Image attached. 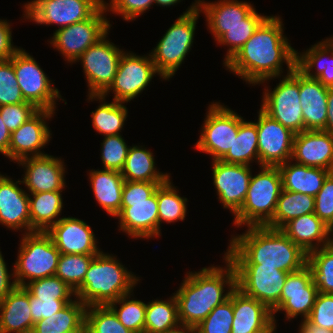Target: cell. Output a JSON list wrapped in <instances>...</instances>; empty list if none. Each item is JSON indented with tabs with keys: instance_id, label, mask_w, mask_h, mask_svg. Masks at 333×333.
Listing matches in <instances>:
<instances>
[{
	"instance_id": "obj_2",
	"label": "cell",
	"mask_w": 333,
	"mask_h": 333,
	"mask_svg": "<svg viewBox=\"0 0 333 333\" xmlns=\"http://www.w3.org/2000/svg\"><path fill=\"white\" fill-rule=\"evenodd\" d=\"M233 235L224 251L232 264H262L288 273L307 265L308 254L280 229L250 226L242 234Z\"/></svg>"
},
{
	"instance_id": "obj_22",
	"label": "cell",
	"mask_w": 333,
	"mask_h": 333,
	"mask_svg": "<svg viewBox=\"0 0 333 333\" xmlns=\"http://www.w3.org/2000/svg\"><path fill=\"white\" fill-rule=\"evenodd\" d=\"M46 233L61 254H99L102 251L91 226L77 217H61Z\"/></svg>"
},
{
	"instance_id": "obj_29",
	"label": "cell",
	"mask_w": 333,
	"mask_h": 333,
	"mask_svg": "<svg viewBox=\"0 0 333 333\" xmlns=\"http://www.w3.org/2000/svg\"><path fill=\"white\" fill-rule=\"evenodd\" d=\"M280 230L307 254L329 245L330 228L315 213L294 218Z\"/></svg>"
},
{
	"instance_id": "obj_11",
	"label": "cell",
	"mask_w": 333,
	"mask_h": 333,
	"mask_svg": "<svg viewBox=\"0 0 333 333\" xmlns=\"http://www.w3.org/2000/svg\"><path fill=\"white\" fill-rule=\"evenodd\" d=\"M156 75L165 80L157 71L150 54L142 56L133 51H124L113 82L101 95L106 98L112 92L114 101L128 103L141 95Z\"/></svg>"
},
{
	"instance_id": "obj_12",
	"label": "cell",
	"mask_w": 333,
	"mask_h": 333,
	"mask_svg": "<svg viewBox=\"0 0 333 333\" xmlns=\"http://www.w3.org/2000/svg\"><path fill=\"white\" fill-rule=\"evenodd\" d=\"M103 5L104 0H31L24 3L22 17L61 29L91 18Z\"/></svg>"
},
{
	"instance_id": "obj_62",
	"label": "cell",
	"mask_w": 333,
	"mask_h": 333,
	"mask_svg": "<svg viewBox=\"0 0 333 333\" xmlns=\"http://www.w3.org/2000/svg\"><path fill=\"white\" fill-rule=\"evenodd\" d=\"M183 1V0H182ZM181 0H155V4L157 6H162V7H171L174 5H177Z\"/></svg>"
},
{
	"instance_id": "obj_47",
	"label": "cell",
	"mask_w": 333,
	"mask_h": 333,
	"mask_svg": "<svg viewBox=\"0 0 333 333\" xmlns=\"http://www.w3.org/2000/svg\"><path fill=\"white\" fill-rule=\"evenodd\" d=\"M233 314V291L229 299L216 306L195 328L197 333H231Z\"/></svg>"
},
{
	"instance_id": "obj_15",
	"label": "cell",
	"mask_w": 333,
	"mask_h": 333,
	"mask_svg": "<svg viewBox=\"0 0 333 333\" xmlns=\"http://www.w3.org/2000/svg\"><path fill=\"white\" fill-rule=\"evenodd\" d=\"M109 33L110 31L88 47L74 62H81L87 82L88 95H100L109 87L116 75L120 58L125 51L107 38Z\"/></svg>"
},
{
	"instance_id": "obj_35",
	"label": "cell",
	"mask_w": 333,
	"mask_h": 333,
	"mask_svg": "<svg viewBox=\"0 0 333 333\" xmlns=\"http://www.w3.org/2000/svg\"><path fill=\"white\" fill-rule=\"evenodd\" d=\"M86 307L75 297L57 313L36 322L30 333H85Z\"/></svg>"
},
{
	"instance_id": "obj_61",
	"label": "cell",
	"mask_w": 333,
	"mask_h": 333,
	"mask_svg": "<svg viewBox=\"0 0 333 333\" xmlns=\"http://www.w3.org/2000/svg\"><path fill=\"white\" fill-rule=\"evenodd\" d=\"M166 333H197L195 327H187L180 325L178 328L167 331Z\"/></svg>"
},
{
	"instance_id": "obj_36",
	"label": "cell",
	"mask_w": 333,
	"mask_h": 333,
	"mask_svg": "<svg viewBox=\"0 0 333 333\" xmlns=\"http://www.w3.org/2000/svg\"><path fill=\"white\" fill-rule=\"evenodd\" d=\"M89 101H99V106L91 112L92 126L98 134L103 136L121 134L123 126L127 121L128 108L123 102L112 100L107 102L100 95H87Z\"/></svg>"
},
{
	"instance_id": "obj_28",
	"label": "cell",
	"mask_w": 333,
	"mask_h": 333,
	"mask_svg": "<svg viewBox=\"0 0 333 333\" xmlns=\"http://www.w3.org/2000/svg\"><path fill=\"white\" fill-rule=\"evenodd\" d=\"M34 322L30 309V293L16 286L0 302V333H30Z\"/></svg>"
},
{
	"instance_id": "obj_6",
	"label": "cell",
	"mask_w": 333,
	"mask_h": 333,
	"mask_svg": "<svg viewBox=\"0 0 333 333\" xmlns=\"http://www.w3.org/2000/svg\"><path fill=\"white\" fill-rule=\"evenodd\" d=\"M200 13L197 0H194L166 30L151 53L149 52L157 71L165 81H169L176 74L191 51Z\"/></svg>"
},
{
	"instance_id": "obj_31",
	"label": "cell",
	"mask_w": 333,
	"mask_h": 333,
	"mask_svg": "<svg viewBox=\"0 0 333 333\" xmlns=\"http://www.w3.org/2000/svg\"><path fill=\"white\" fill-rule=\"evenodd\" d=\"M282 179V189L301 194L316 196L324 180L331 171L318 167H309L293 160L278 166Z\"/></svg>"
},
{
	"instance_id": "obj_56",
	"label": "cell",
	"mask_w": 333,
	"mask_h": 333,
	"mask_svg": "<svg viewBox=\"0 0 333 333\" xmlns=\"http://www.w3.org/2000/svg\"><path fill=\"white\" fill-rule=\"evenodd\" d=\"M11 24L0 18V60L10 59L20 48L13 45Z\"/></svg>"
},
{
	"instance_id": "obj_59",
	"label": "cell",
	"mask_w": 333,
	"mask_h": 333,
	"mask_svg": "<svg viewBox=\"0 0 333 333\" xmlns=\"http://www.w3.org/2000/svg\"><path fill=\"white\" fill-rule=\"evenodd\" d=\"M324 131L333 135V87L328 88L327 121Z\"/></svg>"
},
{
	"instance_id": "obj_45",
	"label": "cell",
	"mask_w": 333,
	"mask_h": 333,
	"mask_svg": "<svg viewBox=\"0 0 333 333\" xmlns=\"http://www.w3.org/2000/svg\"><path fill=\"white\" fill-rule=\"evenodd\" d=\"M85 333H133L106 306H89L85 311Z\"/></svg>"
},
{
	"instance_id": "obj_8",
	"label": "cell",
	"mask_w": 333,
	"mask_h": 333,
	"mask_svg": "<svg viewBox=\"0 0 333 333\" xmlns=\"http://www.w3.org/2000/svg\"><path fill=\"white\" fill-rule=\"evenodd\" d=\"M244 119L227 105L213 101L207 108L194 148L212 156V161L220 160L232 147L239 125Z\"/></svg>"
},
{
	"instance_id": "obj_48",
	"label": "cell",
	"mask_w": 333,
	"mask_h": 333,
	"mask_svg": "<svg viewBox=\"0 0 333 333\" xmlns=\"http://www.w3.org/2000/svg\"><path fill=\"white\" fill-rule=\"evenodd\" d=\"M129 147L121 134L104 136L100 147L102 169L121 172Z\"/></svg>"
},
{
	"instance_id": "obj_30",
	"label": "cell",
	"mask_w": 333,
	"mask_h": 333,
	"mask_svg": "<svg viewBox=\"0 0 333 333\" xmlns=\"http://www.w3.org/2000/svg\"><path fill=\"white\" fill-rule=\"evenodd\" d=\"M296 67L325 87H333V36L322 39L302 53L297 50Z\"/></svg>"
},
{
	"instance_id": "obj_42",
	"label": "cell",
	"mask_w": 333,
	"mask_h": 333,
	"mask_svg": "<svg viewBox=\"0 0 333 333\" xmlns=\"http://www.w3.org/2000/svg\"><path fill=\"white\" fill-rule=\"evenodd\" d=\"M255 9L247 16V25H235L226 28V32L216 41L220 47L227 46L223 65L228 62L245 42L254 34L258 26L267 18Z\"/></svg>"
},
{
	"instance_id": "obj_5",
	"label": "cell",
	"mask_w": 333,
	"mask_h": 333,
	"mask_svg": "<svg viewBox=\"0 0 333 333\" xmlns=\"http://www.w3.org/2000/svg\"><path fill=\"white\" fill-rule=\"evenodd\" d=\"M251 176L248 191L240 210L234 215V226H266L274 215L282 191L278 166H260Z\"/></svg>"
},
{
	"instance_id": "obj_3",
	"label": "cell",
	"mask_w": 333,
	"mask_h": 333,
	"mask_svg": "<svg viewBox=\"0 0 333 333\" xmlns=\"http://www.w3.org/2000/svg\"><path fill=\"white\" fill-rule=\"evenodd\" d=\"M222 259L224 267L213 264L200 271L186 272L178 290L172 293L178 303L180 325L196 327L216 306L229 299L236 288V271L226 256Z\"/></svg>"
},
{
	"instance_id": "obj_16",
	"label": "cell",
	"mask_w": 333,
	"mask_h": 333,
	"mask_svg": "<svg viewBox=\"0 0 333 333\" xmlns=\"http://www.w3.org/2000/svg\"><path fill=\"white\" fill-rule=\"evenodd\" d=\"M318 293L313 272L308 265L297 272L289 273L282 288L280 308L273 315L274 325L277 327L275 316L279 311L285 313V320H294L298 316L302 318L301 321L306 320Z\"/></svg>"
},
{
	"instance_id": "obj_50",
	"label": "cell",
	"mask_w": 333,
	"mask_h": 333,
	"mask_svg": "<svg viewBox=\"0 0 333 333\" xmlns=\"http://www.w3.org/2000/svg\"><path fill=\"white\" fill-rule=\"evenodd\" d=\"M300 324L333 330V294L318 293L309 317Z\"/></svg>"
},
{
	"instance_id": "obj_25",
	"label": "cell",
	"mask_w": 333,
	"mask_h": 333,
	"mask_svg": "<svg viewBox=\"0 0 333 333\" xmlns=\"http://www.w3.org/2000/svg\"><path fill=\"white\" fill-rule=\"evenodd\" d=\"M291 160L333 172V135L324 130H304L296 133Z\"/></svg>"
},
{
	"instance_id": "obj_18",
	"label": "cell",
	"mask_w": 333,
	"mask_h": 333,
	"mask_svg": "<svg viewBox=\"0 0 333 333\" xmlns=\"http://www.w3.org/2000/svg\"><path fill=\"white\" fill-rule=\"evenodd\" d=\"M211 163L217 199L223 208L229 209L234 216L244 203L252 176V166L228 164L220 160H214Z\"/></svg>"
},
{
	"instance_id": "obj_23",
	"label": "cell",
	"mask_w": 333,
	"mask_h": 333,
	"mask_svg": "<svg viewBox=\"0 0 333 333\" xmlns=\"http://www.w3.org/2000/svg\"><path fill=\"white\" fill-rule=\"evenodd\" d=\"M21 180L0 173V224L7 229L30 233L29 193ZM20 186V187H19Z\"/></svg>"
},
{
	"instance_id": "obj_46",
	"label": "cell",
	"mask_w": 333,
	"mask_h": 333,
	"mask_svg": "<svg viewBox=\"0 0 333 333\" xmlns=\"http://www.w3.org/2000/svg\"><path fill=\"white\" fill-rule=\"evenodd\" d=\"M24 288L39 299L74 300L76 297L74 290L57 276L31 281Z\"/></svg>"
},
{
	"instance_id": "obj_49",
	"label": "cell",
	"mask_w": 333,
	"mask_h": 333,
	"mask_svg": "<svg viewBox=\"0 0 333 333\" xmlns=\"http://www.w3.org/2000/svg\"><path fill=\"white\" fill-rule=\"evenodd\" d=\"M26 102L17 84L13 56L0 60V106Z\"/></svg>"
},
{
	"instance_id": "obj_38",
	"label": "cell",
	"mask_w": 333,
	"mask_h": 333,
	"mask_svg": "<svg viewBox=\"0 0 333 333\" xmlns=\"http://www.w3.org/2000/svg\"><path fill=\"white\" fill-rule=\"evenodd\" d=\"M315 197L282 189L272 220L266 227L281 229L290 220L314 213Z\"/></svg>"
},
{
	"instance_id": "obj_24",
	"label": "cell",
	"mask_w": 333,
	"mask_h": 333,
	"mask_svg": "<svg viewBox=\"0 0 333 333\" xmlns=\"http://www.w3.org/2000/svg\"><path fill=\"white\" fill-rule=\"evenodd\" d=\"M233 314L231 333H276L277 331L271 310L237 287L233 290Z\"/></svg>"
},
{
	"instance_id": "obj_7",
	"label": "cell",
	"mask_w": 333,
	"mask_h": 333,
	"mask_svg": "<svg viewBox=\"0 0 333 333\" xmlns=\"http://www.w3.org/2000/svg\"><path fill=\"white\" fill-rule=\"evenodd\" d=\"M21 235L16 261L12 266L17 286L24 287L31 281L55 276L61 253L52 238L41 231Z\"/></svg>"
},
{
	"instance_id": "obj_63",
	"label": "cell",
	"mask_w": 333,
	"mask_h": 333,
	"mask_svg": "<svg viewBox=\"0 0 333 333\" xmlns=\"http://www.w3.org/2000/svg\"><path fill=\"white\" fill-rule=\"evenodd\" d=\"M329 245L333 248V225L330 227L329 231Z\"/></svg>"
},
{
	"instance_id": "obj_20",
	"label": "cell",
	"mask_w": 333,
	"mask_h": 333,
	"mask_svg": "<svg viewBox=\"0 0 333 333\" xmlns=\"http://www.w3.org/2000/svg\"><path fill=\"white\" fill-rule=\"evenodd\" d=\"M16 163L24 169L21 181L29 194L63 191L67 187L65 182L66 165L61 157L46 154L26 157Z\"/></svg>"
},
{
	"instance_id": "obj_14",
	"label": "cell",
	"mask_w": 333,
	"mask_h": 333,
	"mask_svg": "<svg viewBox=\"0 0 333 333\" xmlns=\"http://www.w3.org/2000/svg\"><path fill=\"white\" fill-rule=\"evenodd\" d=\"M236 287L247 296L264 303L272 315L280 308V296L288 272L262 264H233Z\"/></svg>"
},
{
	"instance_id": "obj_1",
	"label": "cell",
	"mask_w": 333,
	"mask_h": 333,
	"mask_svg": "<svg viewBox=\"0 0 333 333\" xmlns=\"http://www.w3.org/2000/svg\"><path fill=\"white\" fill-rule=\"evenodd\" d=\"M279 15L268 16L254 34L223 66L249 85H262L287 74L296 67L297 50L284 35V24ZM284 63V64H283Z\"/></svg>"
},
{
	"instance_id": "obj_51",
	"label": "cell",
	"mask_w": 333,
	"mask_h": 333,
	"mask_svg": "<svg viewBox=\"0 0 333 333\" xmlns=\"http://www.w3.org/2000/svg\"><path fill=\"white\" fill-rule=\"evenodd\" d=\"M104 0L106 12L121 16L125 21H134L155 4V0Z\"/></svg>"
},
{
	"instance_id": "obj_34",
	"label": "cell",
	"mask_w": 333,
	"mask_h": 333,
	"mask_svg": "<svg viewBox=\"0 0 333 333\" xmlns=\"http://www.w3.org/2000/svg\"><path fill=\"white\" fill-rule=\"evenodd\" d=\"M63 191H49L29 194L30 233L46 232L61 218Z\"/></svg>"
},
{
	"instance_id": "obj_53",
	"label": "cell",
	"mask_w": 333,
	"mask_h": 333,
	"mask_svg": "<svg viewBox=\"0 0 333 333\" xmlns=\"http://www.w3.org/2000/svg\"><path fill=\"white\" fill-rule=\"evenodd\" d=\"M314 213L329 228L333 225V172L327 176L315 196Z\"/></svg>"
},
{
	"instance_id": "obj_43",
	"label": "cell",
	"mask_w": 333,
	"mask_h": 333,
	"mask_svg": "<svg viewBox=\"0 0 333 333\" xmlns=\"http://www.w3.org/2000/svg\"><path fill=\"white\" fill-rule=\"evenodd\" d=\"M307 265L319 293L333 294V248L328 245L308 253Z\"/></svg>"
},
{
	"instance_id": "obj_19",
	"label": "cell",
	"mask_w": 333,
	"mask_h": 333,
	"mask_svg": "<svg viewBox=\"0 0 333 333\" xmlns=\"http://www.w3.org/2000/svg\"><path fill=\"white\" fill-rule=\"evenodd\" d=\"M56 111L39 110L33 117L23 123L17 130L11 133L8 149V159L11 162L26 157H35L46 155L43 149L49 145L52 139L51 128L47 121L52 119Z\"/></svg>"
},
{
	"instance_id": "obj_44",
	"label": "cell",
	"mask_w": 333,
	"mask_h": 333,
	"mask_svg": "<svg viewBox=\"0 0 333 333\" xmlns=\"http://www.w3.org/2000/svg\"><path fill=\"white\" fill-rule=\"evenodd\" d=\"M95 255L97 254H60L55 276L75 291L82 284Z\"/></svg>"
},
{
	"instance_id": "obj_54",
	"label": "cell",
	"mask_w": 333,
	"mask_h": 333,
	"mask_svg": "<svg viewBox=\"0 0 333 333\" xmlns=\"http://www.w3.org/2000/svg\"><path fill=\"white\" fill-rule=\"evenodd\" d=\"M73 300L39 299L30 294V309L33 322L52 316Z\"/></svg>"
},
{
	"instance_id": "obj_27",
	"label": "cell",
	"mask_w": 333,
	"mask_h": 333,
	"mask_svg": "<svg viewBox=\"0 0 333 333\" xmlns=\"http://www.w3.org/2000/svg\"><path fill=\"white\" fill-rule=\"evenodd\" d=\"M328 87L299 70V97L304 130H324L327 121Z\"/></svg>"
},
{
	"instance_id": "obj_17",
	"label": "cell",
	"mask_w": 333,
	"mask_h": 333,
	"mask_svg": "<svg viewBox=\"0 0 333 333\" xmlns=\"http://www.w3.org/2000/svg\"><path fill=\"white\" fill-rule=\"evenodd\" d=\"M254 120L258 133V154L260 166H279L292 158L293 133L261 109Z\"/></svg>"
},
{
	"instance_id": "obj_13",
	"label": "cell",
	"mask_w": 333,
	"mask_h": 333,
	"mask_svg": "<svg viewBox=\"0 0 333 333\" xmlns=\"http://www.w3.org/2000/svg\"><path fill=\"white\" fill-rule=\"evenodd\" d=\"M112 25L104 5L89 19L54 31L48 41L71 65L84 51L101 39Z\"/></svg>"
},
{
	"instance_id": "obj_58",
	"label": "cell",
	"mask_w": 333,
	"mask_h": 333,
	"mask_svg": "<svg viewBox=\"0 0 333 333\" xmlns=\"http://www.w3.org/2000/svg\"><path fill=\"white\" fill-rule=\"evenodd\" d=\"M11 132L3 122L0 114V153L8 158V149L10 144Z\"/></svg>"
},
{
	"instance_id": "obj_60",
	"label": "cell",
	"mask_w": 333,
	"mask_h": 333,
	"mask_svg": "<svg viewBox=\"0 0 333 333\" xmlns=\"http://www.w3.org/2000/svg\"><path fill=\"white\" fill-rule=\"evenodd\" d=\"M310 333H333V330L322 328L317 325H303Z\"/></svg>"
},
{
	"instance_id": "obj_10",
	"label": "cell",
	"mask_w": 333,
	"mask_h": 333,
	"mask_svg": "<svg viewBox=\"0 0 333 333\" xmlns=\"http://www.w3.org/2000/svg\"><path fill=\"white\" fill-rule=\"evenodd\" d=\"M13 66L17 84L26 102L34 104L39 110L56 111L57 101H66L35 58L25 49L20 47L15 52Z\"/></svg>"
},
{
	"instance_id": "obj_57",
	"label": "cell",
	"mask_w": 333,
	"mask_h": 333,
	"mask_svg": "<svg viewBox=\"0 0 333 333\" xmlns=\"http://www.w3.org/2000/svg\"><path fill=\"white\" fill-rule=\"evenodd\" d=\"M7 267L4 256L0 251V302L17 286L14 269H11V273H9Z\"/></svg>"
},
{
	"instance_id": "obj_37",
	"label": "cell",
	"mask_w": 333,
	"mask_h": 333,
	"mask_svg": "<svg viewBox=\"0 0 333 333\" xmlns=\"http://www.w3.org/2000/svg\"><path fill=\"white\" fill-rule=\"evenodd\" d=\"M220 161L228 164H242L252 166L251 163L257 162L259 165L258 154V133L257 126L254 121H246L240 123L239 130L232 147L220 159Z\"/></svg>"
},
{
	"instance_id": "obj_41",
	"label": "cell",
	"mask_w": 333,
	"mask_h": 333,
	"mask_svg": "<svg viewBox=\"0 0 333 333\" xmlns=\"http://www.w3.org/2000/svg\"><path fill=\"white\" fill-rule=\"evenodd\" d=\"M133 292L121 296L107 306L115 313L118 320L133 333H144L146 303L137 300ZM119 305V306H117ZM119 307V308H118Z\"/></svg>"
},
{
	"instance_id": "obj_40",
	"label": "cell",
	"mask_w": 333,
	"mask_h": 333,
	"mask_svg": "<svg viewBox=\"0 0 333 333\" xmlns=\"http://www.w3.org/2000/svg\"><path fill=\"white\" fill-rule=\"evenodd\" d=\"M179 190L176 188L172 180L169 178L166 182L159 185L157 188L158 201V216H159V237L161 234V224L175 223L178 220L184 221L187 213L188 199L179 195Z\"/></svg>"
},
{
	"instance_id": "obj_32",
	"label": "cell",
	"mask_w": 333,
	"mask_h": 333,
	"mask_svg": "<svg viewBox=\"0 0 333 333\" xmlns=\"http://www.w3.org/2000/svg\"><path fill=\"white\" fill-rule=\"evenodd\" d=\"M88 175L97 203L109 216L115 217L121 210L125 183L122 174L115 170L92 169Z\"/></svg>"
},
{
	"instance_id": "obj_26",
	"label": "cell",
	"mask_w": 333,
	"mask_h": 333,
	"mask_svg": "<svg viewBox=\"0 0 333 333\" xmlns=\"http://www.w3.org/2000/svg\"><path fill=\"white\" fill-rule=\"evenodd\" d=\"M197 8L205 14L206 26L215 41L226 32V28L247 25V16L255 9L253 4L243 0H218L215 2L197 0Z\"/></svg>"
},
{
	"instance_id": "obj_55",
	"label": "cell",
	"mask_w": 333,
	"mask_h": 333,
	"mask_svg": "<svg viewBox=\"0 0 333 333\" xmlns=\"http://www.w3.org/2000/svg\"><path fill=\"white\" fill-rule=\"evenodd\" d=\"M162 183L125 181L122 192V201L147 200Z\"/></svg>"
},
{
	"instance_id": "obj_33",
	"label": "cell",
	"mask_w": 333,
	"mask_h": 333,
	"mask_svg": "<svg viewBox=\"0 0 333 333\" xmlns=\"http://www.w3.org/2000/svg\"><path fill=\"white\" fill-rule=\"evenodd\" d=\"M155 165L153 152L144 145L135 144L129 147L120 173L125 181L164 183L171 178L170 173L160 172Z\"/></svg>"
},
{
	"instance_id": "obj_64",
	"label": "cell",
	"mask_w": 333,
	"mask_h": 333,
	"mask_svg": "<svg viewBox=\"0 0 333 333\" xmlns=\"http://www.w3.org/2000/svg\"><path fill=\"white\" fill-rule=\"evenodd\" d=\"M298 333H310L302 324L299 325Z\"/></svg>"
},
{
	"instance_id": "obj_39",
	"label": "cell",
	"mask_w": 333,
	"mask_h": 333,
	"mask_svg": "<svg viewBox=\"0 0 333 333\" xmlns=\"http://www.w3.org/2000/svg\"><path fill=\"white\" fill-rule=\"evenodd\" d=\"M179 326L178 303L174 294L166 300L154 299L146 303L144 333H166Z\"/></svg>"
},
{
	"instance_id": "obj_52",
	"label": "cell",
	"mask_w": 333,
	"mask_h": 333,
	"mask_svg": "<svg viewBox=\"0 0 333 333\" xmlns=\"http://www.w3.org/2000/svg\"><path fill=\"white\" fill-rule=\"evenodd\" d=\"M38 111L39 109L29 102L0 106V114L3 122L11 133L33 117Z\"/></svg>"
},
{
	"instance_id": "obj_21",
	"label": "cell",
	"mask_w": 333,
	"mask_h": 333,
	"mask_svg": "<svg viewBox=\"0 0 333 333\" xmlns=\"http://www.w3.org/2000/svg\"><path fill=\"white\" fill-rule=\"evenodd\" d=\"M119 229L131 239L159 237L157 190L147 200L121 201V210L115 216Z\"/></svg>"
},
{
	"instance_id": "obj_9",
	"label": "cell",
	"mask_w": 333,
	"mask_h": 333,
	"mask_svg": "<svg viewBox=\"0 0 333 333\" xmlns=\"http://www.w3.org/2000/svg\"><path fill=\"white\" fill-rule=\"evenodd\" d=\"M272 89L264 86L260 109L293 133L304 131V120L299 97V69L282 76Z\"/></svg>"
},
{
	"instance_id": "obj_4",
	"label": "cell",
	"mask_w": 333,
	"mask_h": 333,
	"mask_svg": "<svg viewBox=\"0 0 333 333\" xmlns=\"http://www.w3.org/2000/svg\"><path fill=\"white\" fill-rule=\"evenodd\" d=\"M117 256L101 251L89 264L75 296L87 307L106 306L121 296L133 292L140 277L129 271Z\"/></svg>"
}]
</instances>
